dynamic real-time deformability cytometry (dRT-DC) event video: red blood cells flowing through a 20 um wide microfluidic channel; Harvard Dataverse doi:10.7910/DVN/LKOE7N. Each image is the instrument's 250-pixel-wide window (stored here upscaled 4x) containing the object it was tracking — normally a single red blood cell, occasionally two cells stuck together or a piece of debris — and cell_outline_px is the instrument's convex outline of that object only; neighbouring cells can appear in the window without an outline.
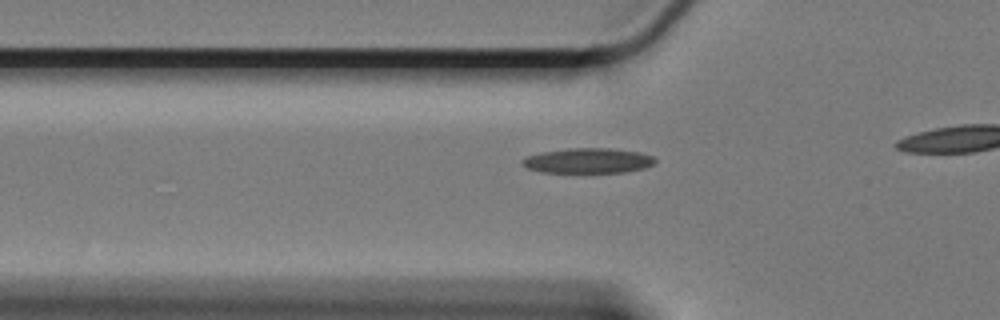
{"species": "Egyptian fruit bat (a non-hibernating species)", "species_latin": "Rousettus aegyptiacus", "temperature_condition": "cold", "stored_images_in_passage": 21, "camera_frame_rate_fps": 3000, "um_per_image_px": 0.085, "animal": {"sex": "female"}, "frame": {"image": 1, "passage_image": 11, "time_ms": 3.333, "image_size_px": [1000, 320], "cell_outline_px": [[656, 160], [652, 164], [644, 168], [624, 172], [540, 172], [524, 168], [520, 164], [520, 160], [528, 156], [540, 152], [568, 148], [608, 148], [636, 152], [652, 156]], "centroid_in_image_um": [49.88, 13.66], "position_along_channel_um": 75.9, "area_um2": 19.36}}
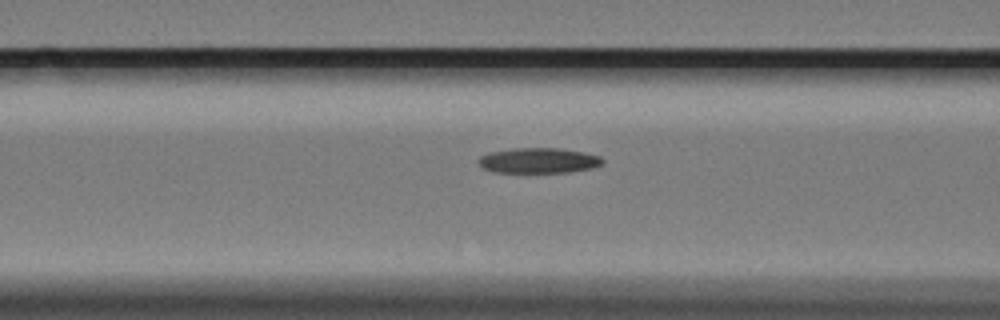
{"frame": {"image": 2, "passage_image": 15, "time_ms": 4.667, "image_size_px": [1000, 320], "cell_outline_px": [[604, 164], [592, 168], [568, 172], [492, 172], [484, 168], [476, 160], [480, 156], [488, 152], [512, 148], [560, 148], [584, 152], [600, 156], [604, 160]], "centroid_in_image_um": [45.78, 13.63], "position_along_channel_um": 120.8, "area_um2": 18.44}}
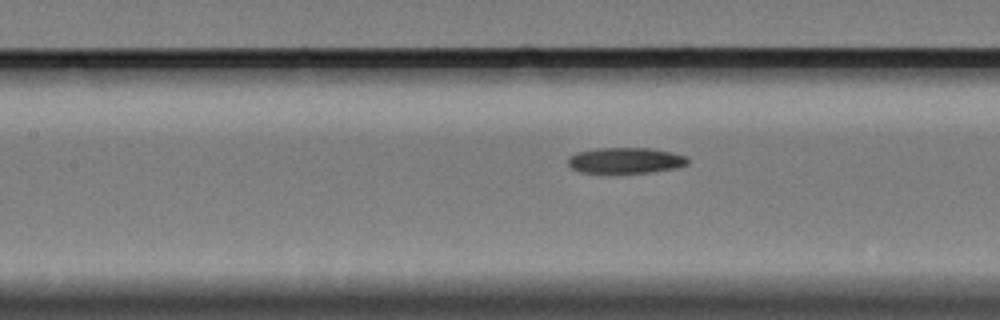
{"frame": {"image": 3, "passage_image": 18, "time_ms": 5.667, "image_size_px": [1000, 320], "cell_outline_px": [[688, 164], [676, 168], [652, 172], [580, 172], [572, 168], [568, 164], [568, 156], [576, 152], [596, 148], [648, 148], [672, 152], [688, 156]], "centroid_in_image_um": [53.18, 13.62], "position_along_channel_um": 154.2, "area_um2": 17.98}}